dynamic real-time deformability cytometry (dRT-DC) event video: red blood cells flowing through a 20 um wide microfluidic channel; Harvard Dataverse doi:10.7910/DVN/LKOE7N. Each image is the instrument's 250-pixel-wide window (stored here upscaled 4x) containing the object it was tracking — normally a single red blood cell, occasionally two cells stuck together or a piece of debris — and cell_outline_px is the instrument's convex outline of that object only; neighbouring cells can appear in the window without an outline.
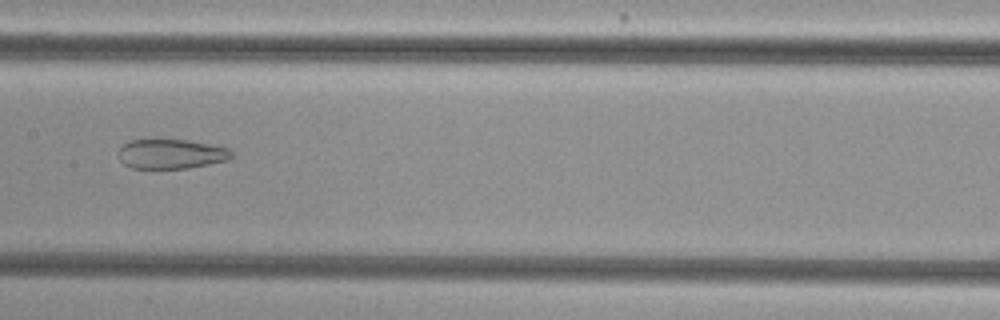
{"species": "common noctule bat (a hibernating species)", "species_latin": "Nyctalus noctula", "temperature_condition": "cold", "stored_images_in_passage": 50, "camera_frame_rate_fps": 3000, "um_per_image_px": 0.085, "animal": {"sex": "female", "body_mass_g": 29.2, "forearm_length_mm": 56.3}, "frame": {"image": 1, "passage_image": 29, "time_ms": 9.333, "image_size_px": [1000, 320], "cell_outline_px": [[236, 156], [228, 160], [188, 168], [132, 168], [124, 164], [120, 160], [120, 148], [124, 144], [132, 140], [188, 140], [228, 148], [236, 152]], "centroid_in_image_um": [14.62, 13.09], "position_along_channel_um": 192.8, "area_um2": 19.42}}
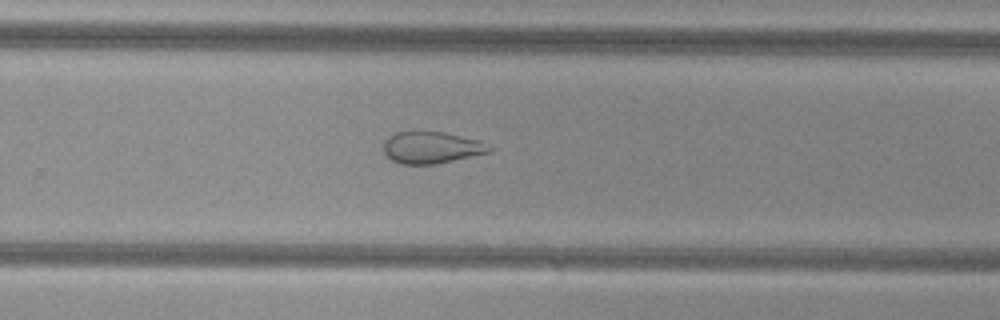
{"frame": {"image": 2, "passage_image": 37, "time_ms": 12.0, "image_size_px": [1000, 320], "cell_outline_px": [[496, 148], [492, 152], [432, 164], [400, 164], [392, 160], [380, 148], [384, 140], [392, 132], [444, 132], [480, 140]], "centroid_in_image_um": [36.67, 12.53], "position_along_channel_um": 293.1, "area_um2": 19.83}}
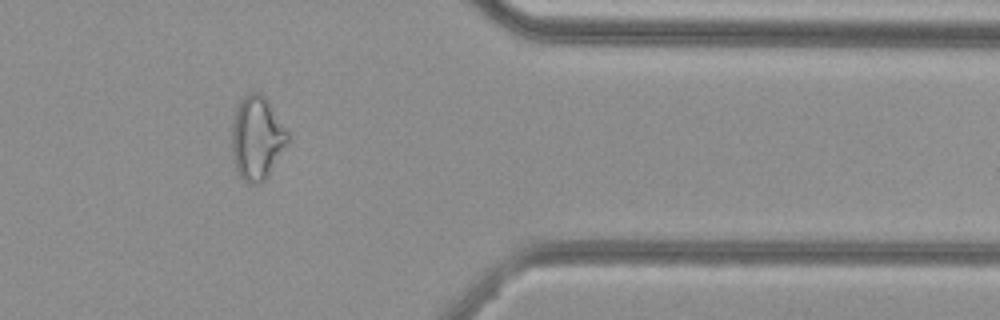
{"frame": {"image": 3, "passage_image": 46, "time_ms": 15.0, "image_size_px": [1000, 320], "cell_outline_px": [[288, 140], [264, 180], [260, 184], [248, 184], [240, 176], [232, 160], [232, 124], [236, 108], [240, 100], [248, 92], [260, 92], [264, 96], [288, 132]], "centroid_in_image_um": [21.79, 11.72], "position_along_channel_um": 389.6, "area_um2": 26.7}, "authors_computed_cell_mechanics": {"area_um2": 26.7325, "velocity_mm_per_s": 3.7671, "shape_relaxation_time_tau1_ms": null, "shape_relaxation_time_tau2_ms": 1.6755, "deformation_change_tau1": null, "deformation_change_tau2": 0.1022}}